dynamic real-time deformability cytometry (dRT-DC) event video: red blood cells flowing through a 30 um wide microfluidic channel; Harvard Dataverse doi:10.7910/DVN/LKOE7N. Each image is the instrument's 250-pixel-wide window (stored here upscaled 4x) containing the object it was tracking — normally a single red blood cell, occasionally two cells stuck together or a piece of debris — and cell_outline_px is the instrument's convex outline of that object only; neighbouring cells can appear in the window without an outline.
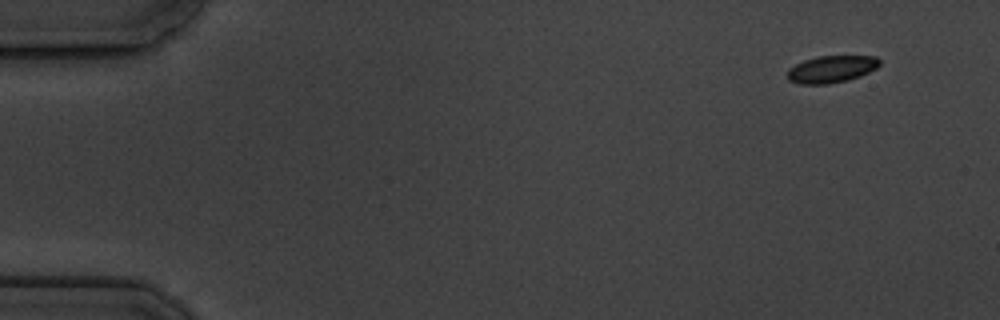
{"species": "common noctule bat (a hibernating species)", "species_latin": "Nyctalus noctula", "temperature_condition": "cold", "stored_images_in_passage": 4, "camera_frame_rate_fps": 3000, "um_per_image_px": 0.085, "animal": {"sex": "male", "body_mass_g": 19.5, "forearm_length_mm": 54.6}, "frame": {"image": 1, "passage_image": 1, "time_ms": 0.0, "image_size_px": [1000, 320], "cell_outline_px": [[880, 64], [876, 68], [860, 76], [848, 80], [828, 84], [800, 84], [788, 80], [784, 76], [788, 68], [804, 60], [816, 56], [876, 56], [880, 60]], "centroid_in_image_um": [70.62, 5.88], "position_along_channel_um": 14.4, "area_um2": 14.74}}